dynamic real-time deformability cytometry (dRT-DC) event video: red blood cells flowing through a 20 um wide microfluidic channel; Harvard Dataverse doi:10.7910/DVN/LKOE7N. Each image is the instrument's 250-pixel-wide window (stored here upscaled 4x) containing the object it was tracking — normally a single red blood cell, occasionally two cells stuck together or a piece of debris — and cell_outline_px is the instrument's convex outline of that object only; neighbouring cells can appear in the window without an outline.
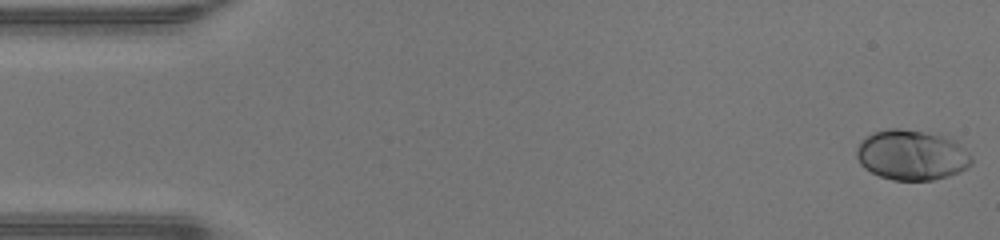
{"species": "human", "species_latin": "Homo sapiens", "temperature_condition": "warm", "stored_images_in_passage": 47, "camera_frame_rate_fps": 3000, "um_per_image_px": 0.085, "donor": {"sex": "male"}, "frame": {"image": 1, "passage_image": 1, "time_ms": 0.0, "image_size_px": [1000, 240], "cell_outline_px": [[972, 164], [968, 168], [960, 172], [948, 176], [932, 180], [892, 180], [880, 176], [864, 168], [860, 164], [856, 156], [856, 148], [872, 132], [888, 128], [900, 128], [924, 132], [940, 136], [952, 140], [960, 144], [972, 156]], "centroid_in_image_um": [77.5, 13.19], "position_along_channel_um": 7.5, "area_um2": 33.52}}
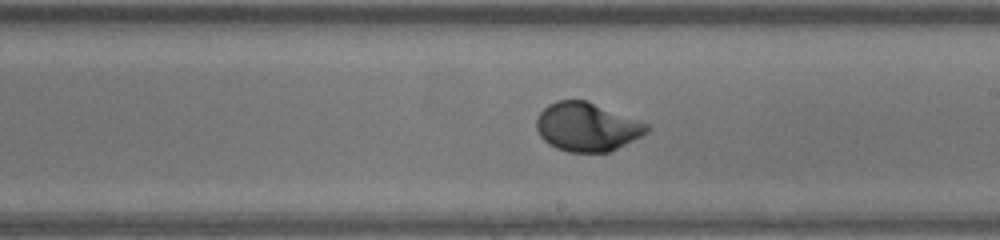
{"frame": {"image": 2, "passage_image": 27, "time_ms": 8.667, "image_size_px": [1000, 240], "cell_outline_px": [[652, 128], [648, 132], [608, 152], [568, 152], [556, 148], [548, 144], [540, 136], [536, 128], [536, 116], [548, 104], [556, 100], [584, 100], [640, 120], [648, 124]], "centroid_in_image_um": [49.86, 10.78], "position_along_channel_um": 239.1, "area_um2": 31.21}}
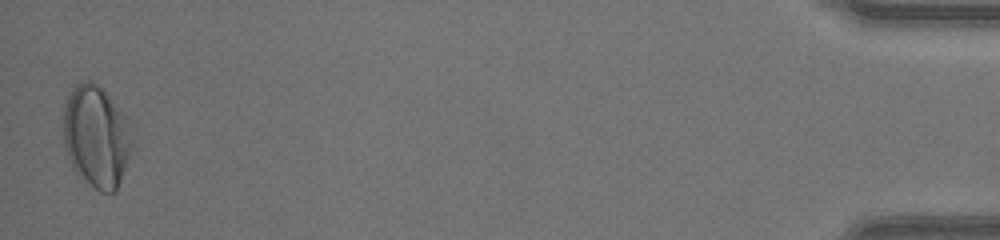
{"frame": {"image": 3, "passage_image": 47, "time_ms": 15.333, "image_size_px": [1000, 240], "cell_outline_px": [[132, 148], [116, 192], [100, 192], [76, 172], [64, 148], [64, 104], [72, 88], [80, 80], [92, 80], [104, 92], [132, 124]], "centroid_in_image_um": [8.19, 11.59], "position_along_channel_um": 427.0, "area_um2": 40.63}, "authors_computed_cell_mechanics": {"area_um2": 31.501, "velocity_mm_per_s": 4.3386, "shape_relaxation_time_tau1_ms": 2.7444, "shape_relaxation_time_tau2_ms": null, "deformation_change_tau1": 0.1572, "deformation_change_tau2": null}}